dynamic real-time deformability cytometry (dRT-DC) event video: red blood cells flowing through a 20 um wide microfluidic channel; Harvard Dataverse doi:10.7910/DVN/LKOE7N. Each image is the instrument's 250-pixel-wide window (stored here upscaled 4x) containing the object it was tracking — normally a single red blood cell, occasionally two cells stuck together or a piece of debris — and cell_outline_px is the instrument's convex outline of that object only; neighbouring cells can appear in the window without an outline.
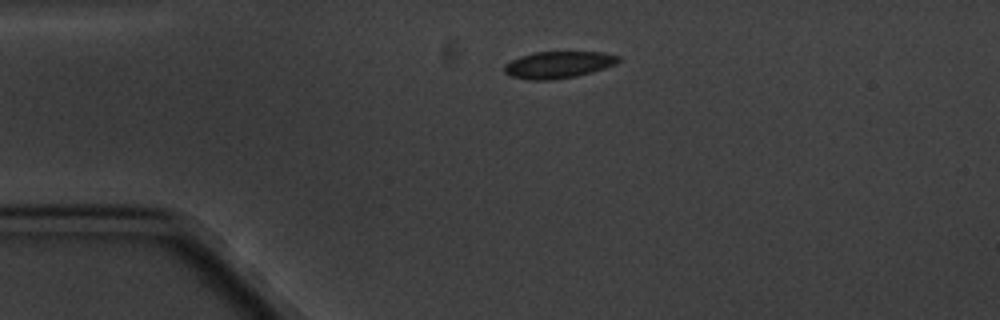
{"species": "common noctule bat (a hibernating species)", "species_latin": "Nyctalus noctula", "temperature_condition": "cold", "stored_images_in_passage": 2, "camera_frame_rate_fps": 3000, "um_per_image_px": 0.085, "animal": {"sex": "male", "body_mass_g": 20.1, "forearm_length_mm": 53.5}, "frame": {"image": 1, "passage_image": 1, "time_ms": 0.0, "image_size_px": [1000, 320], "cell_outline_px": [[620, 60], [616, 64], [592, 72], [576, 76], [552, 80], [528, 80], [512, 76], [504, 72], [504, 64], [520, 56], [532, 52], [604, 52], [620, 56]], "centroid_in_image_um": [47.46, 5.5], "position_along_channel_um": 37.5, "area_um2": 17.92}}